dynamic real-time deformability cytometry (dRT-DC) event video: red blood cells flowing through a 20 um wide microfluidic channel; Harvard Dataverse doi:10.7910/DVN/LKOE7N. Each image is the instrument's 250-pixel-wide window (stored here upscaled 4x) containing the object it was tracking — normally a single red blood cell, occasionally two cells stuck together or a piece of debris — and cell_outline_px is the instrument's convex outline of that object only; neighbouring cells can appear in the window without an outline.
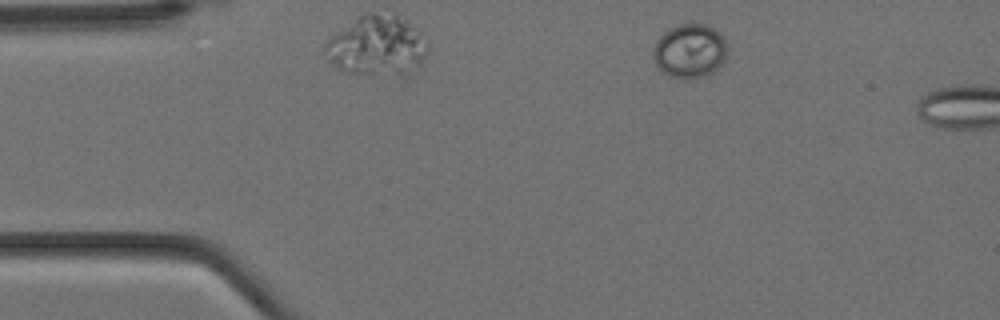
{"species": "Egyptian fruit bat (a non-hibernating species)", "species_latin": "Rousettus aegyptiacus", "temperature_condition": "cold", "stored_images_in_passage": 3, "camera_frame_rate_fps": 3000, "um_per_image_px": 0.085, "animal": {"sex": "female"}, "frame": {"image": 1, "passage_image": 1, "time_ms": 0.0, "image_size_px": [1000, 320], "cell_outline_px": [[724, 60], [712, 72], [704, 76], [684, 80], [680, 80], [668, 76], [660, 72], [656, 68], [652, 56], [652, 48], [656, 40], [668, 28], [680, 24], [708, 24], [720, 32], [724, 36]], "centroid_in_image_um": [58.54, 4.34], "position_along_channel_um": 26.5, "area_um2": 23.7}}